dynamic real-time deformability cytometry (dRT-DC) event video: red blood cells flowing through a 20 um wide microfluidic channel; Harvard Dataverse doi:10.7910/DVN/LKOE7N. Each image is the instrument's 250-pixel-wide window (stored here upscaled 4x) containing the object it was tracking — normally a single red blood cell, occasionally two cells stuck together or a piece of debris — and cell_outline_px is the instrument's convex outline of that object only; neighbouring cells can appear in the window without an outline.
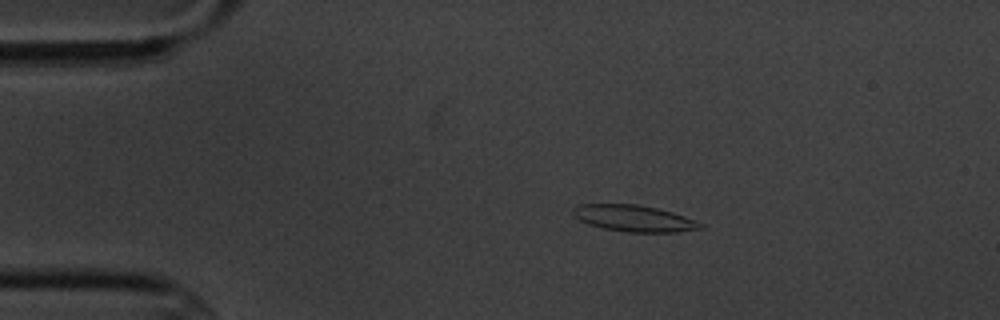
{"species": "common noctule bat (a hibernating species)", "species_latin": "Nyctalus noctula", "temperature_condition": "cold", "stored_images_in_passage": 14, "camera_frame_rate_fps": 3000, "um_per_image_px": 0.085, "animal": {"sex": "male", "body_mass_g": 20.1, "forearm_length_mm": 53.5}, "frame": {"image": 1, "passage_image": 2, "time_ms": 2.0, "image_size_px": [1000, 320], "cell_outline_px": [[704, 228], [676, 232], [628, 232], [604, 228], [588, 224], [572, 216], [572, 208], [580, 204], [636, 204], [656, 208], [672, 212], [684, 216], [704, 224]], "centroid_in_image_um": [53.87, 18.56], "position_along_channel_um": 31.1, "area_um2": 19.59}}
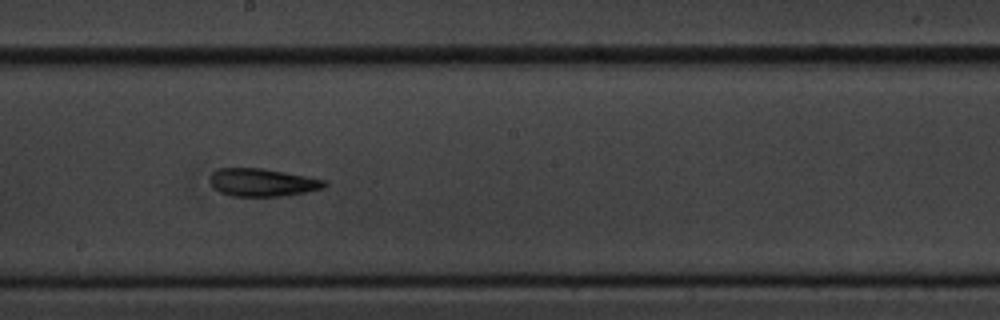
{"frame": {"image": 2, "passage_image": 8, "time_ms": 9.0, "image_size_px": [1000, 320], "cell_outline_px": [[328, 184], [324, 188], [308, 192], [280, 196], [232, 196], [220, 192], [208, 180], [212, 172], [220, 168], [264, 168], [308, 176], [328, 180]], "centroid_in_image_um": [22.36, 15.5], "position_along_channel_um": 225.8, "area_um2": 18.79}}
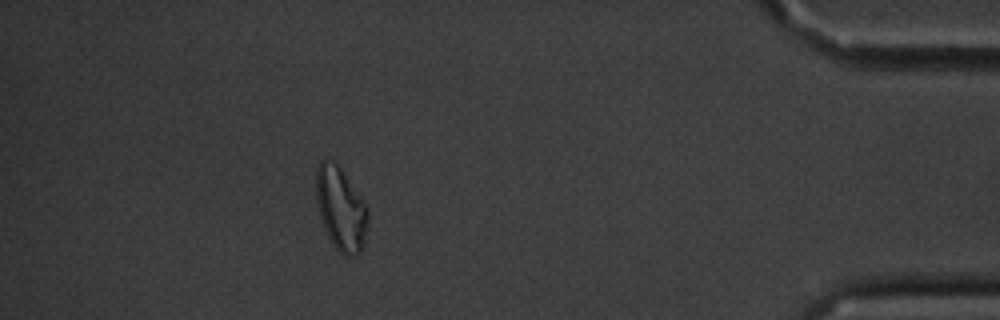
{"frame": {"image": 3, "passage_image": 13, "time_ms": 15.667, "image_size_px": [1000, 320], "cell_outline_px": [[368, 220], [364, 244], [360, 252], [356, 256], [344, 256], [336, 248], [328, 236], [324, 228], [320, 216], [316, 200], [316, 168], [320, 160], [332, 160], [340, 168], [368, 208]], "centroid_in_image_um": [28.96, 17.77], "position_along_channel_um": 406.2, "area_um2": 24.97}, "authors_computed_cell_mechanics": {"area_um2": 19.0451, "velocity_mm_per_s": 3.4366, "shape_relaxation_time_tau1_ms": 5.4331, "shape_relaxation_time_tau2_ms": 4.6085, "deformation_change_tau1": 0.1281, "deformation_change_tau2": 0.1193}}